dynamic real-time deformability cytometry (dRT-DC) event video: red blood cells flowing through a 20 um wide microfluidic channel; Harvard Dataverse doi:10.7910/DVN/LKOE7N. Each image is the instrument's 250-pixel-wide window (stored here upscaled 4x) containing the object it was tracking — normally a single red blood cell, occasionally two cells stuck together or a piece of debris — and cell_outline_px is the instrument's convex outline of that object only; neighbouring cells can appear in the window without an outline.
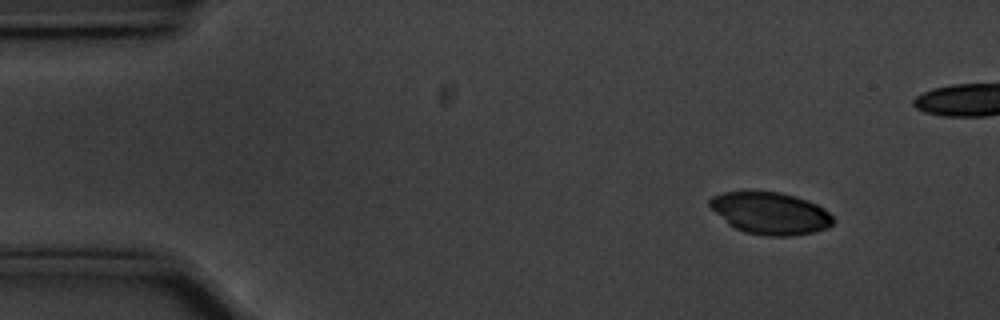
{"species": "common noctule bat (a hibernating species)", "species_latin": "Nyctalus noctula", "temperature_condition": "cold", "stored_images_in_passage": 54, "camera_frame_rate_fps": 3000, "um_per_image_px": 0.085, "animal": {"sex": "male", "body_mass_g": 20.1, "forearm_length_mm": 53.5}, "frame": {"image": 1, "passage_image": 3, "time_ms": 0.667, "image_size_px": [1000, 320], "cell_outline_px": [[836, 220], [828, 228], [812, 232], [788, 236], [768, 236], [748, 232], [736, 228], [728, 224], [708, 204], [708, 200], [712, 196], [724, 192], [780, 192], [796, 196], [816, 204], [824, 208]], "centroid_in_image_um": [65.5, 18.12], "position_along_channel_um": 19.5, "area_um2": 29.94}}
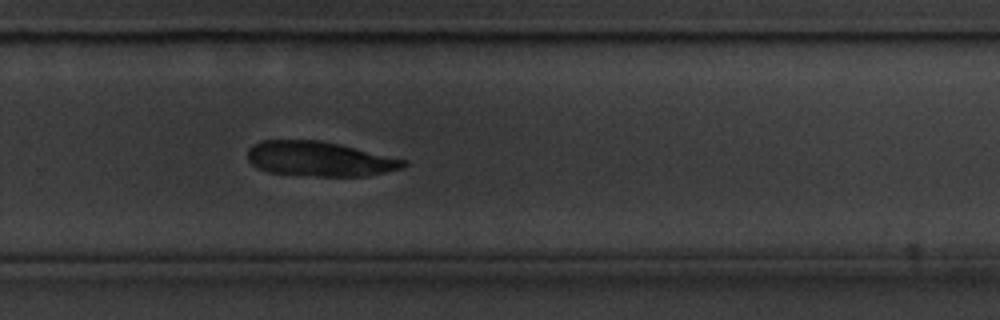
{"frame": {"image": 2, "passage_image": 34, "time_ms": 11.0, "image_size_px": [1000, 320], "cell_outline_px": [[408, 164], [404, 168], [368, 176], [316, 176], [268, 172], [252, 164], [248, 160], [248, 148], [260, 140], [320, 140], [340, 144], [408, 160]], "centroid_in_image_um": [27.2, 13.5], "position_along_channel_um": 302.6, "area_um2": 31.73}}
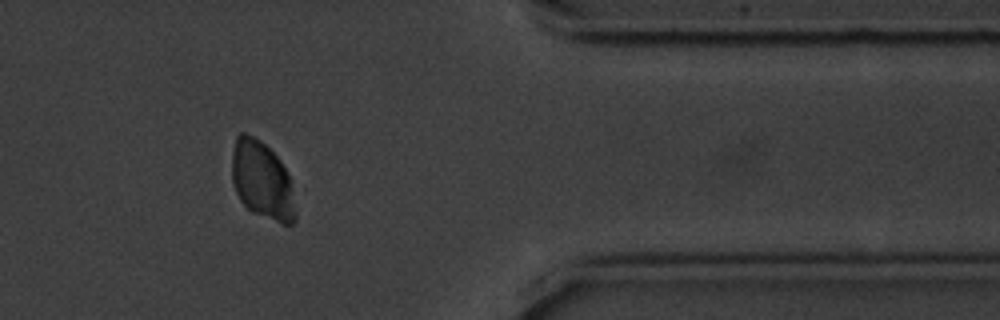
{"frame": {"image": 3, "passage_image": 43, "time_ms": 14.0, "image_size_px": [1000, 320], "cell_outline_px": [[296, 220], [292, 224], [284, 224], [252, 212], [240, 200], [232, 184], [232, 152], [236, 136], [240, 132], [244, 132], [252, 136], [264, 144], [280, 160], [288, 172], [296, 212]], "centroid_in_image_um": [22.26, 15.33], "position_along_channel_um": 389.1, "area_um2": 28.73}}